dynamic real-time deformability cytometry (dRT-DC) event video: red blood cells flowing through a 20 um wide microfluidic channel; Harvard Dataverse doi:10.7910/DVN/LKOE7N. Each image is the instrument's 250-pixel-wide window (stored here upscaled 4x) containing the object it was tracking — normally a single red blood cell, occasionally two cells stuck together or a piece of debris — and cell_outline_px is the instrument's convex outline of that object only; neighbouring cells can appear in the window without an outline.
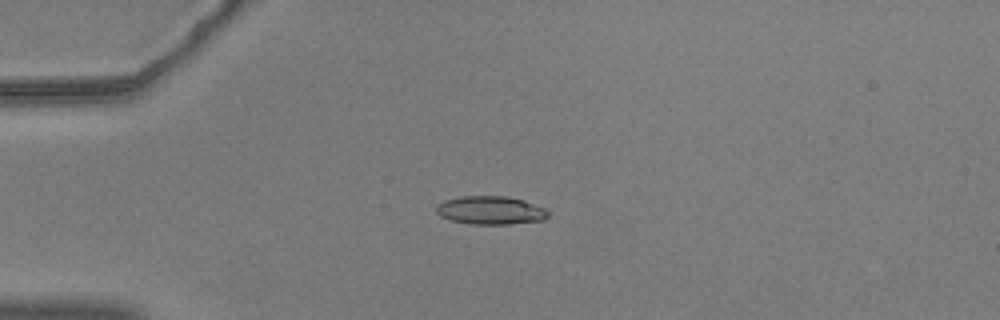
{"species": "common noctule bat (a hibernating species)", "species_latin": "Nyctalus noctula", "temperature_condition": "warm", "stored_images_in_passage": 56, "camera_frame_rate_fps": 3000, "um_per_image_px": 0.085, "animal": {"sex": "male", "body_mass_g": 20.5, "forearm_length_mm": 52.5}, "frame": {"image": 1, "passage_image": 15, "time_ms": 4.667, "image_size_px": [1000, 320], "cell_outline_px": [[548, 216], [544, 220], [508, 224], [468, 224], [452, 220], [440, 216], [436, 212], [436, 208], [444, 200], [460, 196], [504, 196], [524, 200], [544, 208], [548, 212]], "centroid_in_image_um": [41.69, 17.87], "position_along_channel_um": 43.3, "area_um2": 18.38}}
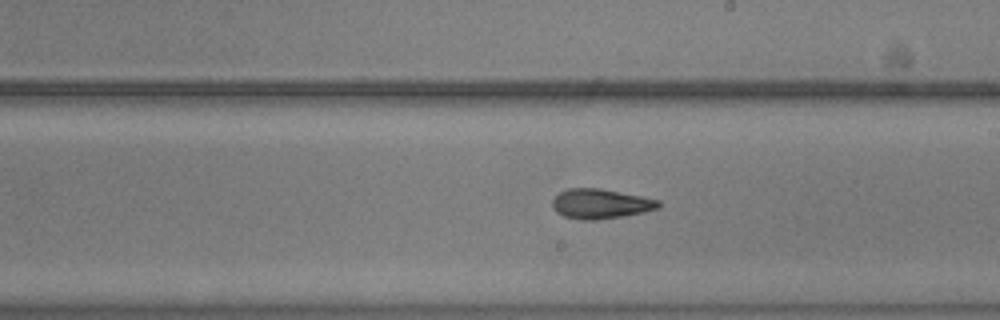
{"frame": {"image": 2, "passage_image": 33, "time_ms": 10.667, "image_size_px": [1000, 320], "cell_outline_px": [[660, 208], [644, 212], [596, 220], [580, 220], [564, 216], [556, 212], [552, 204], [552, 200], [560, 192], [568, 188], [600, 188], [660, 200]], "centroid_in_image_um": [51.04, 17.32], "position_along_channel_um": 238.0, "area_um2": 18.32}}
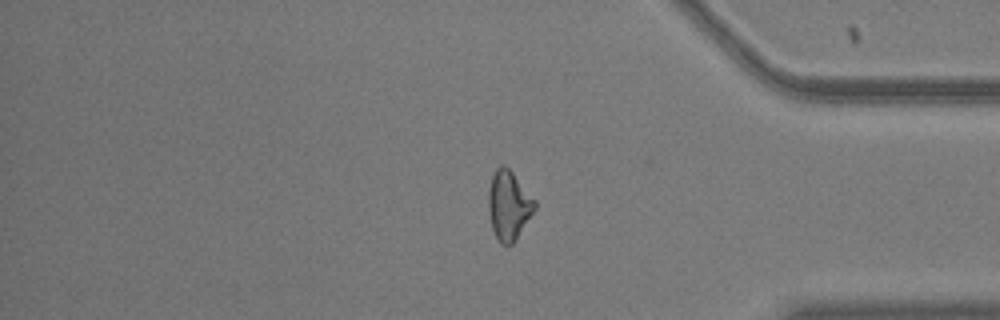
{"frame": {"image": 3, "passage_image": 47, "time_ms": 15.333, "image_size_px": [1000, 320], "cell_outline_px": [[536, 208], [512, 244], [500, 244], [492, 228], [488, 208], [488, 188], [492, 176], [496, 168], [500, 164], [504, 164], [512, 172], [536, 200]], "centroid_in_image_um": [43.23, 17.42], "position_along_channel_um": 392.0, "area_um2": 18.55}, "authors_computed_cell_mechanics": {"area_um2": 18.1781, "velocity_mm_per_s": 3.6835, "shape_relaxation_time_tau1_ms": 6.3645, "shape_relaxation_time_tau2_ms": 4.1862, "deformation_change_tau1": 0.1898, "deformation_change_tau2": 0.1412}}